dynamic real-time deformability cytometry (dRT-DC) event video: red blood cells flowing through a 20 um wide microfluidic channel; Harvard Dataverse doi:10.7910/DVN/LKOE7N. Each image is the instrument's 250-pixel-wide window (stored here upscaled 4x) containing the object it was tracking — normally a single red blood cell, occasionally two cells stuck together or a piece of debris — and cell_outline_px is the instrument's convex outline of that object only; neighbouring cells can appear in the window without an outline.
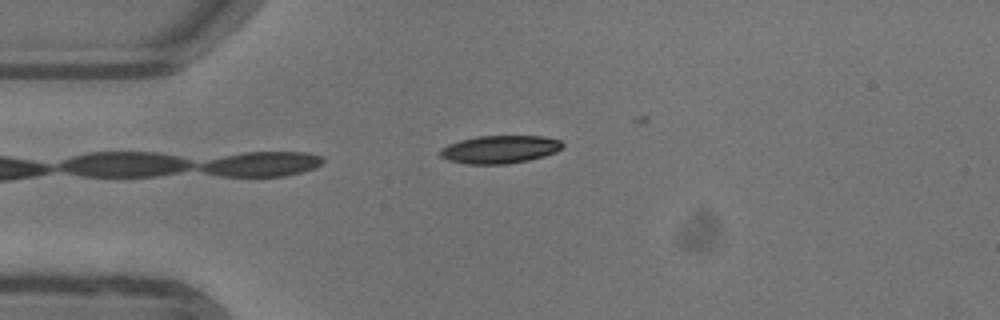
{"species": "common noctule bat (a hibernating species)", "species_latin": "Nyctalus noctula", "temperature_condition": "warm", "stored_images_in_passage": 7, "camera_frame_rate_fps": 3000, "um_per_image_px": 0.085, "animal": {"sex": "female"}, "frame": {"image": 1, "passage_image": 1, "time_ms": 0.0, "image_size_px": [1000, 320], "cell_outline_px": [[564, 144], [556, 152], [544, 156], [528, 160], [508, 164], [464, 164], [448, 160], [440, 156], [440, 148], [448, 144], [460, 140], [476, 136], [544, 136], [560, 140]], "centroid_in_image_um": [42.46, 12.7], "position_along_channel_um": 42.5, "area_um2": 20.0}}